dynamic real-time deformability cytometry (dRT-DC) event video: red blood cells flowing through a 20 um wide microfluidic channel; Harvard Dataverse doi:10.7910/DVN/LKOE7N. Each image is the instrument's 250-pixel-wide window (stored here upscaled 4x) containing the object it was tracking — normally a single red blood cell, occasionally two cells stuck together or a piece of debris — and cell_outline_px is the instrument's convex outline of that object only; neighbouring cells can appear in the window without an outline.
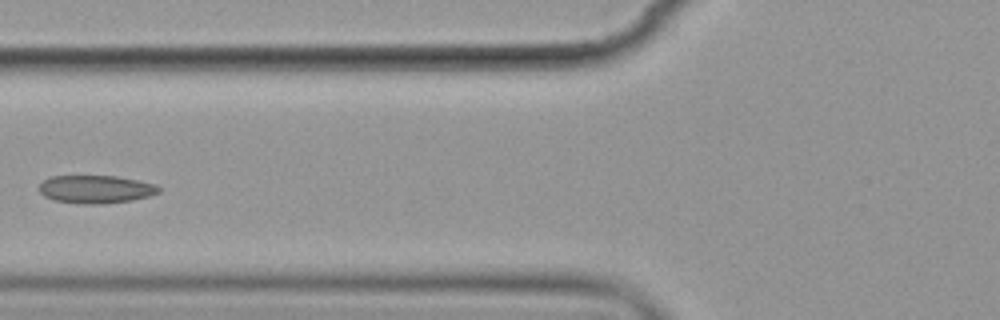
{"species": "common noctule bat (a hibernating species)", "species_latin": "Nyctalus noctula", "temperature_condition": "cold", "stored_images_in_passage": 5, "camera_frame_rate_fps": 3000, "um_per_image_px": 0.085, "animal": {"sex": "female", "body_mass_g": 19.9}, "frame": {"image": 1, "passage_image": 5, "time_ms": 5.667, "image_size_px": [1000, 320], "cell_outline_px": [[160, 192], [148, 196], [132, 200], [104, 204], [84, 204], [56, 200], [44, 196], [40, 192], [40, 184], [44, 180], [52, 176], [116, 176], [156, 184], [160, 188]], "centroid_in_image_um": [8.16, 16.09], "position_along_channel_um": 117.6, "area_um2": 19.36}}